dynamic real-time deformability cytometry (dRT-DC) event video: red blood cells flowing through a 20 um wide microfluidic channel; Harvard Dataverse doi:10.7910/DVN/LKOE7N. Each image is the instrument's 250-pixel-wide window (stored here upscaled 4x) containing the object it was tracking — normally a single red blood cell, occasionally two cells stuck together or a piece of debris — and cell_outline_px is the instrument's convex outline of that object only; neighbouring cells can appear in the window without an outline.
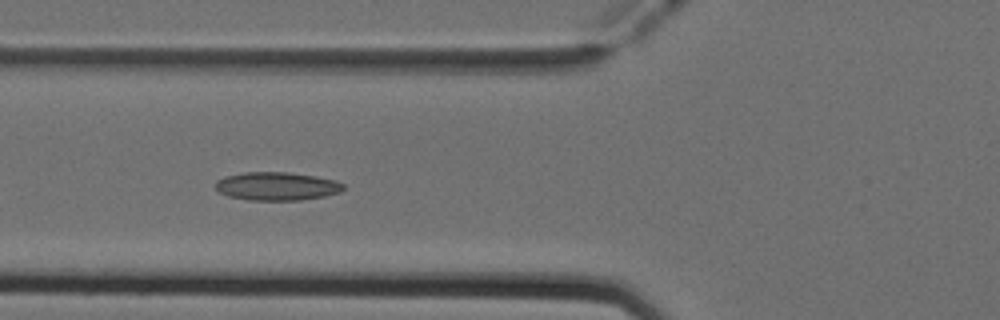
{"species": "Egyptian fruit bat (a non-hibernating species)", "species_latin": "Rousettus aegyptiacus", "temperature_condition": "cold", "stored_images_in_passage": 38, "camera_frame_rate_fps": 3000, "um_per_image_px": 0.085, "animal": {"sex": "female"}, "frame": {"image": 1, "passage_image": 6, "time_ms": 1.667, "image_size_px": [1000, 320], "cell_outline_px": [[344, 188], [340, 192], [324, 196], [300, 200], [248, 200], [228, 196], [220, 192], [216, 188], [216, 180], [224, 176], [244, 172], [288, 172], [336, 180], [344, 184]], "centroid_in_image_um": [23.51, 15.83], "position_along_channel_um": 102.3, "area_um2": 21.04}}
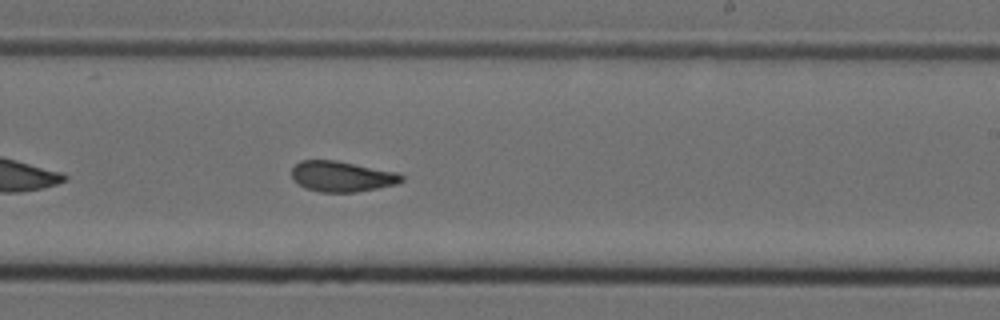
{"frame": {"image": 2, "passage_image": 18, "time_ms": 5.667, "image_size_px": [1000, 320], "cell_outline_px": [[404, 180], [396, 184], [356, 192], [320, 192], [304, 188], [292, 180], [292, 168], [300, 160], [336, 160], [400, 172], [404, 176]], "centroid_in_image_um": [29.06, 14.99], "position_along_channel_um": 259.9, "area_um2": 19.83}}
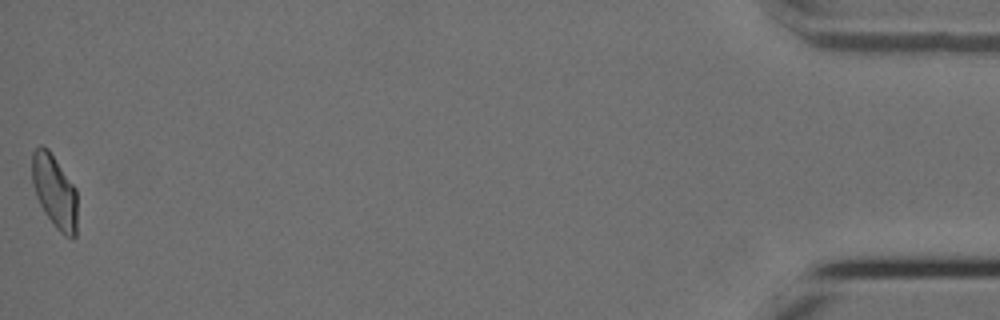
{"frame": {"image": 3, "passage_image": 38, "time_ms": 12.333, "image_size_px": [1000, 320], "cell_outline_px": [[76, 236], [72, 240], [64, 236], [56, 228], [44, 212], [36, 196], [32, 184], [32, 152], [40, 144], [48, 148], [76, 188]], "centroid_in_image_um": [4.63, 16.27], "position_along_channel_um": 430.6, "area_um2": 19.42}, "authors_computed_cell_mechanics": {"area_um2": 19.6809, "velocity_mm_per_s": 3.9385, "shape_relaxation_time_tau1_ms": null, "shape_relaxation_time_tau2_ms": 2.6531, "deformation_change_tau1": null, "deformation_change_tau2": 0.0962}}